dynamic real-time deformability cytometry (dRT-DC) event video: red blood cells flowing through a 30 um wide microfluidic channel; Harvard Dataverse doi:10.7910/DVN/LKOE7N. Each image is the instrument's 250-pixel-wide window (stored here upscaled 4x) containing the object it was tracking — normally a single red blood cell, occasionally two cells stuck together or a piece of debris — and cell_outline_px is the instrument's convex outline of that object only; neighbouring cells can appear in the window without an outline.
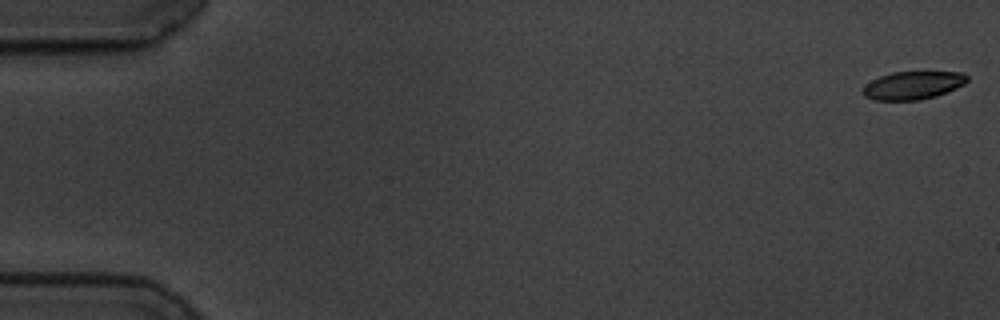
{"species": "common noctule bat (a hibernating species)", "species_latin": "Nyctalus noctula", "temperature_condition": "cold", "stored_images_in_passage": 58, "camera_frame_rate_fps": 3000, "um_per_image_px": 0.085, "animal": {"sex": "male", "body_mass_g": 19.5, "forearm_length_mm": 54.6}, "frame": {"image": 1, "passage_image": 1, "time_ms": 0.0, "image_size_px": [1000, 320], "cell_outline_px": [[968, 80], [964, 84], [956, 88], [936, 96], [920, 100], [876, 100], [864, 96], [864, 88], [872, 80], [880, 76], [892, 72], [964, 72], [968, 76]], "centroid_in_image_um": [77.64, 7.25], "position_along_channel_um": 7.4, "area_um2": 16.88}}
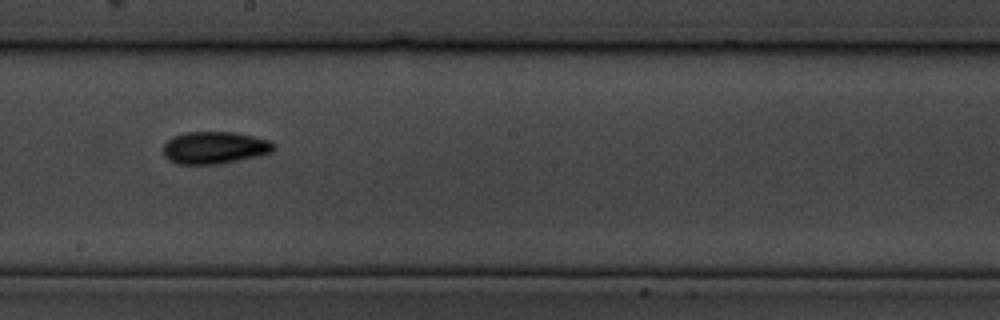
{"frame": {"image": 2, "passage_image": 33, "time_ms": 10.667, "image_size_px": [1000, 320], "cell_outline_px": [[276, 148], [272, 152], [260, 156], [220, 164], [176, 164], [168, 160], [164, 156], [164, 144], [172, 136], [184, 132], [236, 132], [272, 140], [276, 144]], "centroid_in_image_um": [18.29, 12.55], "position_along_channel_um": 229.9, "area_um2": 21.21}}
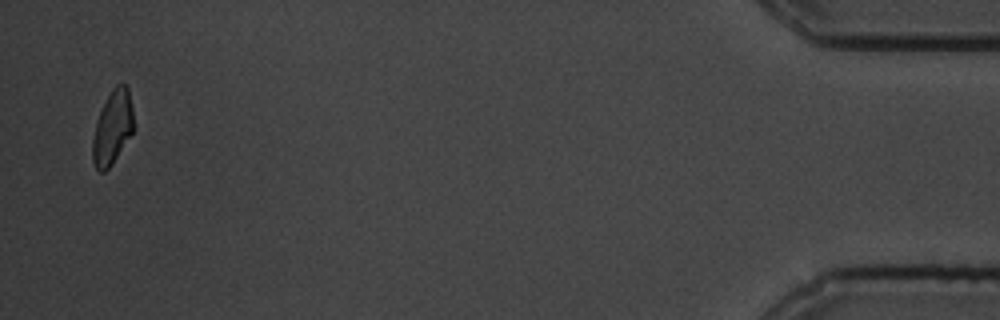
{"frame": {"image": 3, "passage_image": 57, "time_ms": 18.667, "image_size_px": [1000, 320], "cell_outline_px": [[132, 132], [112, 164], [104, 172], [100, 172], [96, 168], [92, 160], [92, 140], [96, 120], [112, 88], [116, 84], [124, 84], [128, 88], [132, 108]], "centroid_in_image_um": [9.53, 10.85], "position_along_channel_um": 425.7, "area_um2": 17.28}, "authors_computed_cell_mechanics": {"area_um2": 19.0162, "velocity_mm_per_s": 3.4809, "shape_relaxation_time_tau1_ms": 3.0814, "shape_relaxation_time_tau2_ms": 6.8101, "deformation_change_tau1": 0.1024, "deformation_change_tau2": 0.1376}}